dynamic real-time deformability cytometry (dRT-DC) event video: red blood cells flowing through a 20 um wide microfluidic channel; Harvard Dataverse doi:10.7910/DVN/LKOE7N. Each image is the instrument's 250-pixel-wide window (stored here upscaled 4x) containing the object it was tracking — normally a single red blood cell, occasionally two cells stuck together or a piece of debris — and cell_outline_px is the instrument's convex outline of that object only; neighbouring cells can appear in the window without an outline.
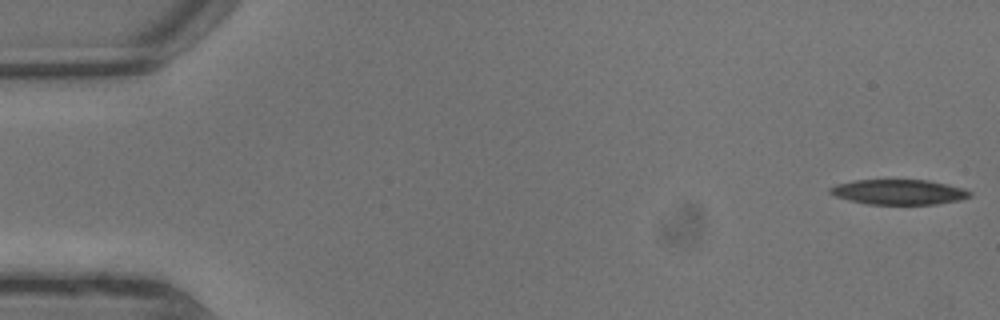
{"species": "common noctule bat (a hibernating species)", "species_latin": "Nyctalus noctula", "temperature_condition": "warm", "stored_images_in_passage": 6, "camera_frame_rate_fps": 3000, "um_per_image_px": 0.085, "animal": {"sex": "male", "body_mass_g": 13.3}, "frame": {"image": 1, "passage_image": 1, "time_ms": 0.0, "image_size_px": [1000, 320], "cell_outline_px": [[972, 196], [960, 200], [936, 204], [868, 204], [848, 200], [836, 196], [828, 192], [828, 188], [836, 184], [852, 180], [928, 180], [948, 184], [964, 188], [972, 192]], "centroid_in_image_um": [76.4, 16.31], "position_along_channel_um": 8.6, "area_um2": 20.58}}
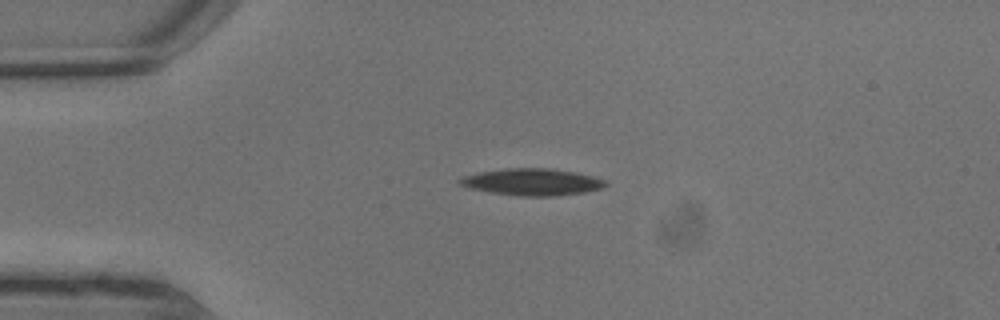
{"frame": {"image": 2, "passage_image": 5, "time_ms": 1.333, "image_size_px": [1000, 320], "cell_outline_px": [[608, 184], [604, 188], [584, 192], [552, 196], [520, 196], [492, 192], [468, 188], [460, 184], [456, 180], [464, 176], [480, 172], [508, 168], [548, 168], [576, 172], [592, 176], [604, 180]], "centroid_in_image_um": [45.24, 15.47], "position_along_channel_um": 39.8, "area_um2": 22.66}}